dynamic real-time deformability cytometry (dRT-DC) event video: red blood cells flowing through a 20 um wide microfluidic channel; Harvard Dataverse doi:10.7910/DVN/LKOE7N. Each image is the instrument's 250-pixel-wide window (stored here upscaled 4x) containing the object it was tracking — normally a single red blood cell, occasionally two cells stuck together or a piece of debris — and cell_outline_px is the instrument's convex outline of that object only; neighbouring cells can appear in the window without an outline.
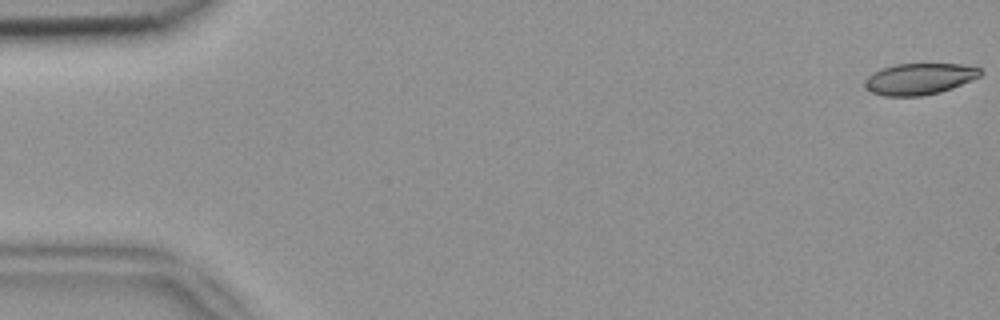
{"species": "common noctule bat (a hibernating species)", "species_latin": "Nyctalus noctula", "temperature_condition": "room temperature", "stored_images_in_passage": 52, "camera_frame_rate_fps": 3000, "um_per_image_px": 0.085, "animal": {"sex": "female", "body_mass_g": 18.4}, "frame": {"image": 1, "passage_image": 1, "time_ms": 0.0, "image_size_px": [1000, 320], "cell_outline_px": [[984, 72], [980, 76], [972, 80], [952, 88], [940, 92], [920, 96], [884, 96], [872, 92], [864, 84], [864, 80], [872, 72], [880, 68], [896, 64], [960, 64], [980, 68]], "centroid_in_image_um": [78.14, 6.7], "position_along_channel_um": 6.9, "area_um2": 21.15}}
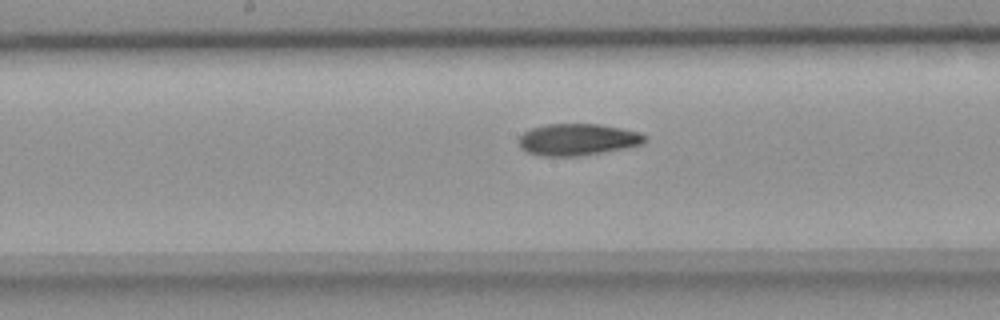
{"frame": {"image": 2, "passage_image": 27, "time_ms": 8.667, "image_size_px": [1000, 320], "cell_outline_px": [[644, 144], [628, 148], [580, 156], [540, 156], [528, 152], [520, 148], [516, 140], [524, 132], [532, 128], [548, 124], [600, 124], [640, 132], [644, 136]], "centroid_in_image_um": [49.07, 11.87], "position_along_channel_um": 199.1, "area_um2": 23.47}}
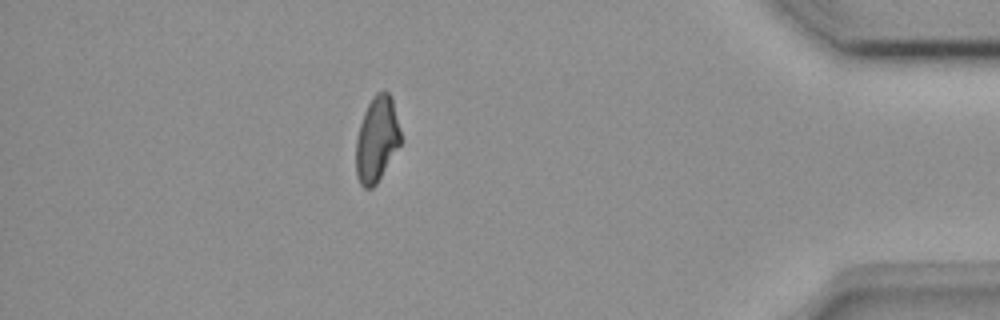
{"frame": {"image": 3, "passage_image": 46, "time_ms": 15.0, "image_size_px": [1000, 320], "cell_outline_px": [[400, 144], [376, 184], [372, 188], [364, 188], [360, 184], [356, 176], [356, 140], [360, 124], [364, 112], [372, 96], [376, 92], [388, 92], [392, 96], [400, 132]], "centroid_in_image_um": [32.01, 11.83], "position_along_channel_um": 403.2, "area_um2": 22.02}, "authors_computed_cell_mechanics": {"area_um2": 22.8599, "velocity_mm_per_s": 3.9151, "shape_relaxation_time_tau1_ms": null, "shape_relaxation_time_tau2_ms": 8.4889, "deformation_change_tau1": null, "deformation_change_tau2": 0.1642}}